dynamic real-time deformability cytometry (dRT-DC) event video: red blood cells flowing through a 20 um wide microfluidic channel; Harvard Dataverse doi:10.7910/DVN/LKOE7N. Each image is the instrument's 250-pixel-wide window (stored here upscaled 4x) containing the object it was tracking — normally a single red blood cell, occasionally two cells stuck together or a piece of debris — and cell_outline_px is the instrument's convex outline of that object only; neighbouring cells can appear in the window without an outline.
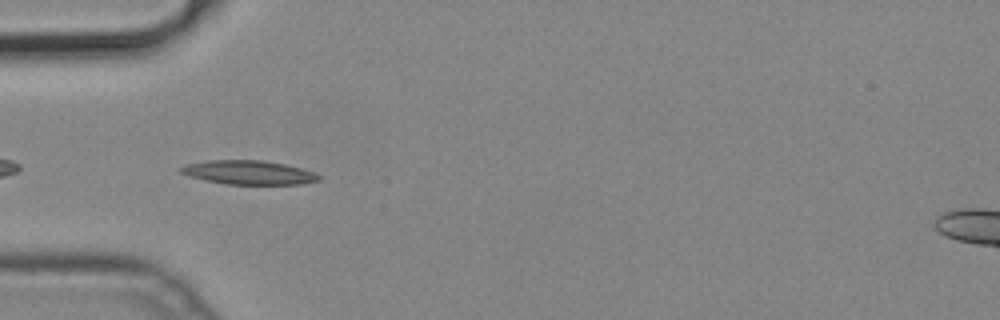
{"species": "common noctule bat (a hibernating species)", "species_latin": "Nyctalus noctula", "temperature_condition": "cold", "stored_images_in_passage": 37, "camera_frame_rate_fps": 3000, "um_per_image_px": 0.085, "animal": {"sex": "male", "body_mass_g": 19.2, "forearm_length_mm": 51.8}, "frame": {"image": 1, "passage_image": 2, "time_ms": 0.333, "image_size_px": [1000, 320], "cell_outline_px": [[320, 180], [300, 184], [224, 184], [204, 180], [188, 176], [180, 172], [180, 168], [188, 164], [208, 160], [264, 160], [284, 164], [300, 168], [312, 172], [320, 176]], "centroid_in_image_um": [21.11, 14.66], "position_along_channel_um": 63.9, "area_um2": 19.13}}
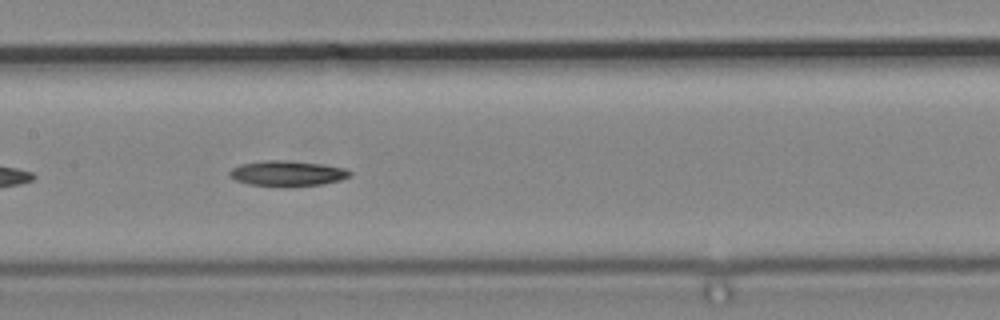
{"frame": {"image": 2, "passage_image": 11, "time_ms": 3.333, "image_size_px": [1000, 320], "cell_outline_px": [[352, 176], [340, 180], [320, 184], [284, 188], [248, 184], [236, 180], [228, 176], [228, 172], [232, 168], [240, 164], [264, 160], [284, 160], [324, 164], [344, 168], [352, 172]], "centroid_in_image_um": [24.4, 14.75], "position_along_channel_um": 183.0, "area_um2": 18.21}}
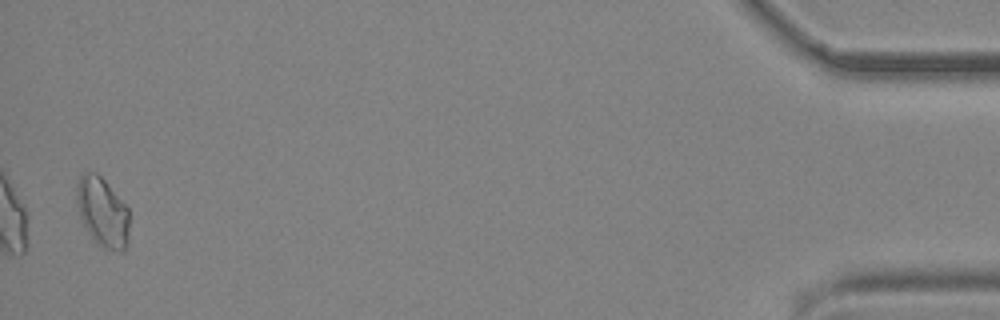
{"frame": {"image": 3, "passage_image": 36, "time_ms": 11.667, "image_size_px": [1000, 320], "cell_outline_px": [[128, 240], [124, 252], [120, 252], [104, 248], [96, 244], [92, 240], [80, 216], [76, 200], [76, 184], [80, 176], [84, 172], [96, 172], [104, 180], [128, 208]], "centroid_in_image_um": [8.7, 18.05], "position_along_channel_um": 426.5, "area_um2": 21.33}}